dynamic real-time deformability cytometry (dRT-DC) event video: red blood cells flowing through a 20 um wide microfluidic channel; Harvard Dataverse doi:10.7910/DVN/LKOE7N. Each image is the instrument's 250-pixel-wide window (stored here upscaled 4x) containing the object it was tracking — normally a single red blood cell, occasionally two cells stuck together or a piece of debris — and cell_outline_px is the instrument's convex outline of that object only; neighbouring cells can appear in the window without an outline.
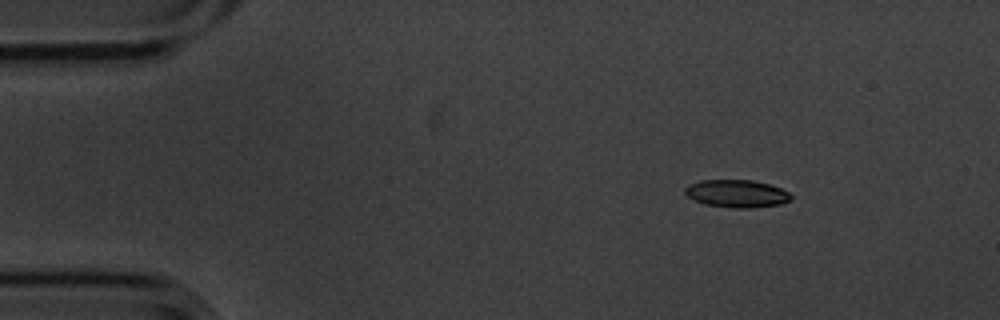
{"species": "common noctule bat (a hibernating species)", "species_latin": "Nyctalus noctula", "temperature_condition": "cold", "stored_images_in_passage": 3, "camera_frame_rate_fps": 3000, "um_per_image_px": 0.085, "animal": {"sex": "male", "body_mass_g": 20.1, "forearm_length_mm": 53.5}, "frame": {"image": 1, "passage_image": 1, "time_ms": 0.0, "image_size_px": [1000, 320], "cell_outline_px": [[792, 200], [780, 204], [752, 208], [736, 208], [704, 204], [688, 196], [684, 192], [684, 188], [688, 184], [700, 180], [752, 180], [768, 184], [780, 188], [788, 192], [792, 196]], "centroid_in_image_um": [62.62, 16.45], "position_along_channel_um": 22.4, "area_um2": 17.05}}